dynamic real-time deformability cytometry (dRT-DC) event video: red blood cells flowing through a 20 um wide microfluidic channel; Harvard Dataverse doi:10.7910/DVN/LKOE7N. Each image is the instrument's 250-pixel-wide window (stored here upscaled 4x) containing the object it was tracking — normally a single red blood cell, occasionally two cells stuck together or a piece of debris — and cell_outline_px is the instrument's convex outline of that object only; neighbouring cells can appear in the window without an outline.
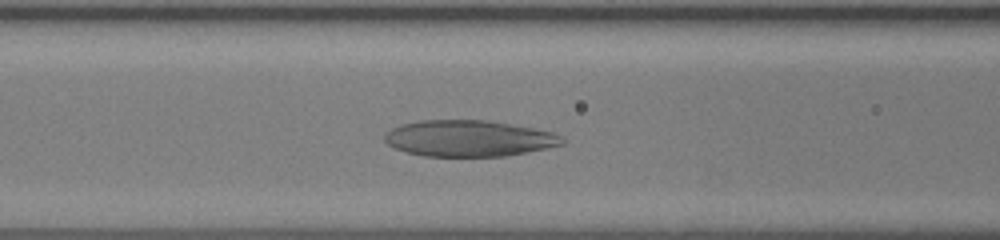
{"species": "human", "species_latin": "Homo sapiens", "temperature_condition": "room temperature", "stored_images_in_passage": 39, "camera_frame_rate_fps": 3000, "um_per_image_px": 0.085, "donor": {"sex": "female"}, "frame": {"image": 1, "passage_image": 12, "time_ms": 3.667, "image_size_px": [1000, 240], "cell_outline_px": [[564, 144], [504, 156], [424, 156], [408, 152], [396, 148], [388, 144], [384, 140], [384, 132], [400, 124], [420, 120], [484, 120], [532, 128], [552, 132], [560, 136], [564, 140]], "centroid_in_image_um": [39.79, 11.76], "position_along_channel_um": 126.8, "area_um2": 37.11}}
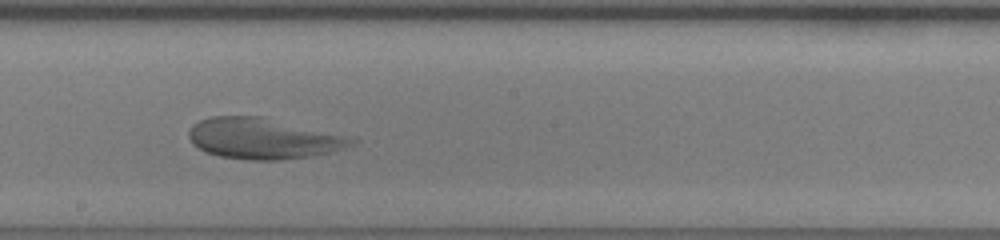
{"frame": {"image": 2, "passage_image": 19, "time_ms": 6.0, "image_size_px": [1000, 240], "cell_outline_px": [[360, 140], [344, 148], [328, 152], [308, 156], [280, 160], [248, 160], [220, 156], [208, 152], [192, 144], [188, 136], [188, 132], [192, 124], [200, 120], [212, 116], [260, 116]], "centroid_in_image_um": [22.28, 11.78], "position_along_channel_um": 225.9, "area_um2": 37.97}}
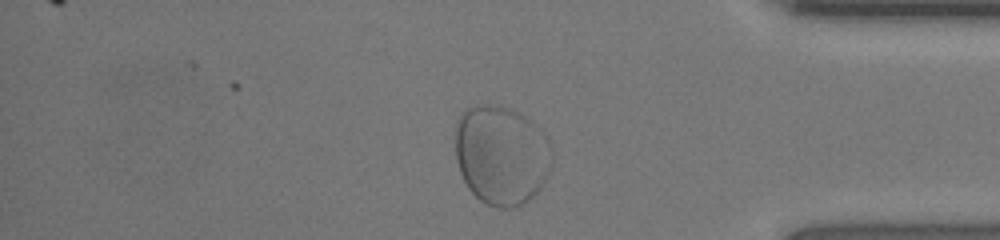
{"frame": {"image": 3, "passage_image": 32, "time_ms": 10.333, "image_size_px": [1000, 240], "cell_outline_px": [[552, 164], [540, 188], [524, 204], [512, 208], [496, 208], [480, 200], [468, 188], [460, 172], [456, 160], [456, 128], [460, 116], [468, 108], [476, 104], [492, 104], [508, 108], [524, 116], [540, 128], [544, 132], [552, 152]], "centroid_in_image_um": [42.62, 13.19], "position_along_channel_um": 392.6, "area_um2": 56.01}, "authors_computed_cell_mechanics": {"area_um2": 45.5464, "velocity_mm_per_s": 4.2639, "shape_relaxation_time_tau1_ms": 9.38, "shape_relaxation_time_tau2_ms": null, "deformation_change_tau1": 0.3372, "deformation_change_tau2": null}}